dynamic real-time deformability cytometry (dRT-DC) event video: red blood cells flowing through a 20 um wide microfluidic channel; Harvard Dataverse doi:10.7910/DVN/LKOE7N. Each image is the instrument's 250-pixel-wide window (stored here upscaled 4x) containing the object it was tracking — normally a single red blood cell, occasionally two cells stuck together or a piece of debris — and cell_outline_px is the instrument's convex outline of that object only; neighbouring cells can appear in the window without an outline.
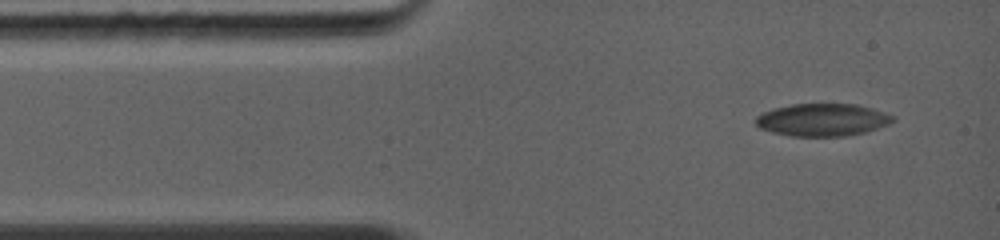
{"species": "common noctule bat (a hibernating species)", "species_latin": "Nyctalus noctula", "temperature_condition": "warm", "stored_images_in_passage": 6, "camera_frame_rate_fps": 5000, "um_per_image_px": 0.085, "animal": {"sex": "female", "body_mass_g": 19.0, "forearm_length_mm": 56.7}, "frame": {"image": 1, "passage_image": 1, "time_ms": 0.0, "image_size_px": [1000, 240], "cell_outline_px": [[896, 120], [888, 124], [864, 132], [844, 136], [792, 136], [772, 132], [760, 128], [756, 124], [756, 116], [764, 112], [776, 108], [792, 104], [856, 104], [884, 112], [896, 116]], "centroid_in_image_um": [69.92, 10.18], "position_along_channel_um": 15.1, "area_um2": 25.78}}
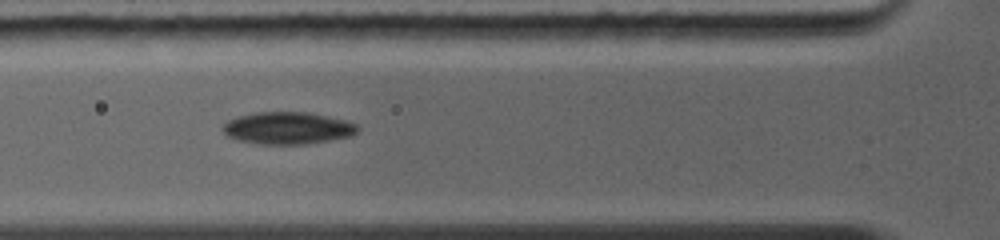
{"frame": {"image": 2, "passage_image": 5, "time_ms": 3.2, "image_size_px": [1000, 240], "cell_outline_px": [[360, 128], [352, 136], [308, 144], [260, 144], [240, 140], [228, 136], [220, 128], [228, 120], [236, 116], [256, 112], [308, 112], [344, 120], [356, 124]], "centroid_in_image_um": [24.44, 10.88], "position_along_channel_um": 101.4, "area_um2": 25.26}}
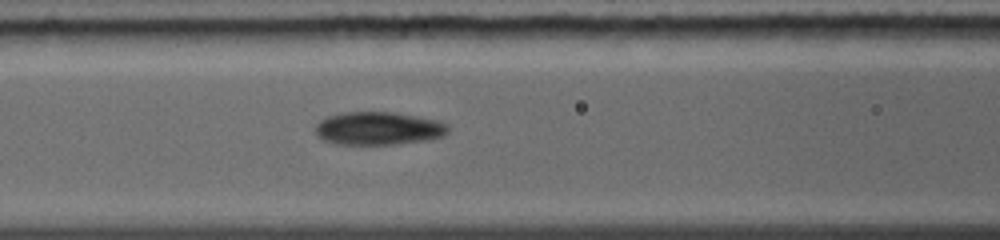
{"frame": {"image": 3, "passage_image": 6, "time_ms": 4.0, "image_size_px": [1000, 240], "cell_outline_px": [[448, 132], [444, 136], [428, 140], [396, 144], [340, 144], [324, 140], [312, 128], [320, 120], [328, 116], [340, 112], [396, 112], [436, 120], [448, 124]], "centroid_in_image_um": [32.17, 10.9], "position_along_channel_um": 134.4, "area_um2": 25.66}}